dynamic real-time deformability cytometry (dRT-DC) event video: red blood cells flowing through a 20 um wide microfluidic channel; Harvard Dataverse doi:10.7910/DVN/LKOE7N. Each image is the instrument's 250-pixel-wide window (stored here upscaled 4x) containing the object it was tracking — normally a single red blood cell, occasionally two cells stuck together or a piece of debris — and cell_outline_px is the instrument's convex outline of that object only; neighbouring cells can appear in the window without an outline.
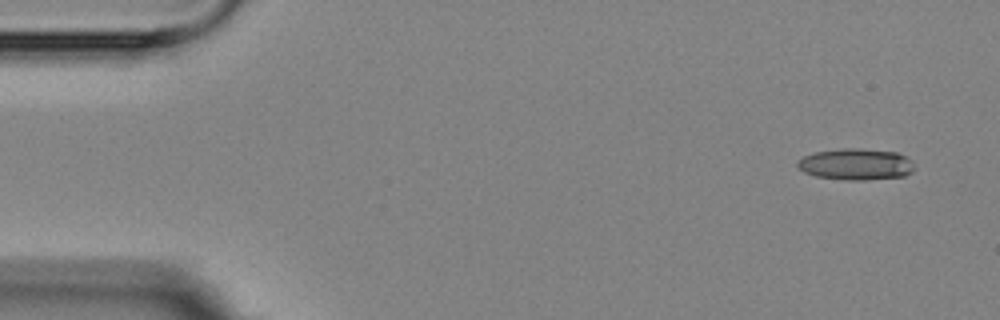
{"species": "Egyptian fruit bat (a non-hibernating species)", "species_latin": "Rousettus aegyptiacus", "temperature_condition": "room temperature", "stored_images_in_passage": 4, "camera_frame_rate_fps": 3000, "um_per_image_px": 0.085, "animal": {"sex": "female"}, "frame": {"image": 1, "passage_image": 1, "time_ms": 0.0, "image_size_px": [1000, 320], "cell_outline_px": [[916, 168], [912, 172], [904, 176], [864, 180], [844, 180], [816, 176], [804, 172], [796, 164], [796, 160], [804, 156], [816, 152], [840, 148], [860, 148], [896, 152], [908, 156], [912, 160]], "centroid_in_image_um": [72.79, 13.95], "position_along_channel_um": 12.2, "area_um2": 21.68}}